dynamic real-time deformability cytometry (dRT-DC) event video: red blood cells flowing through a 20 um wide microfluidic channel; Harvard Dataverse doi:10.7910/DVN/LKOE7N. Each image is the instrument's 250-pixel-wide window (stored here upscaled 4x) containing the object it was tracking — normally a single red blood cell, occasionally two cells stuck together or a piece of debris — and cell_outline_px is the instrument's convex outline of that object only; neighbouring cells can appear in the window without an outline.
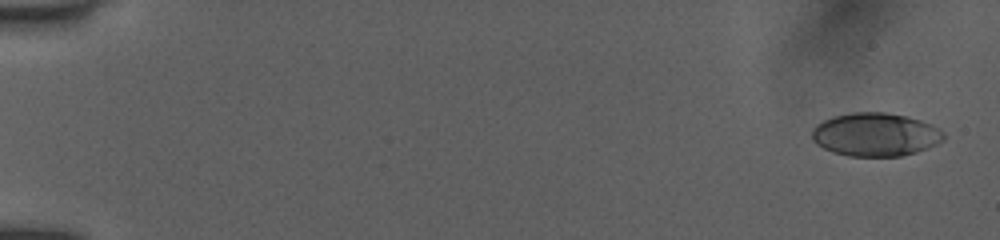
{"species": "human", "species_latin": "Homo sapiens", "temperature_condition": "room temperature", "stored_images_in_passage": 13, "camera_frame_rate_fps": 3000, "um_per_image_px": 0.085, "donor": {"sex": "female"}, "frame": {"image": 1, "passage_image": 1, "time_ms": 0.0, "image_size_px": [1000, 240], "cell_outline_px": [[944, 140], [936, 144], [916, 152], [900, 156], [848, 156], [832, 152], [816, 144], [812, 140], [812, 128], [816, 124], [832, 116], [852, 112], [884, 112], [908, 116], [932, 124], [940, 128], [944, 132]], "centroid_in_image_um": [74.4, 11.43], "position_along_channel_um": 10.6, "area_um2": 33.52}}
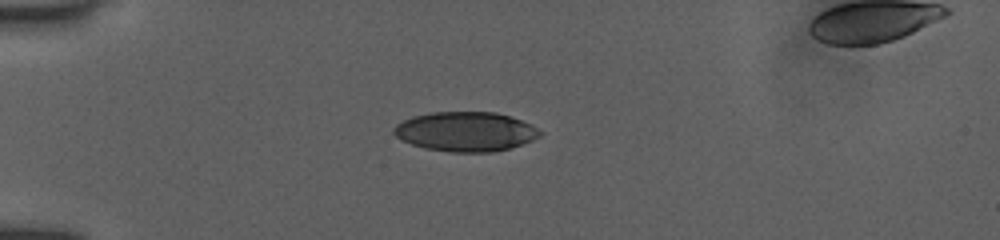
{"frame": {"image": 2, "passage_image": 9, "time_ms": 4.333, "image_size_px": [1000, 240], "cell_outline_px": [[544, 132], [540, 136], [532, 140], [508, 148], [492, 152], [452, 152], [424, 148], [412, 144], [396, 136], [392, 132], [392, 128], [396, 124], [412, 116], [428, 112], [496, 112], [512, 116], [532, 124]], "centroid_in_image_um": [39.59, 11.17], "position_along_channel_um": 45.4, "area_um2": 33.81}}
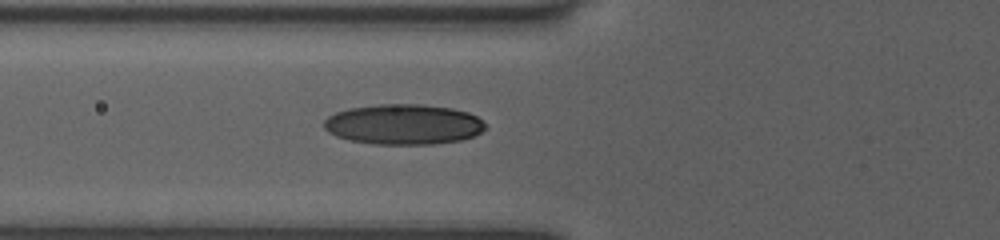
{"frame": {"image": 3, "passage_image": 13, "time_ms": 6.333, "image_size_px": [1000, 240], "cell_outline_px": [[484, 128], [480, 132], [472, 136], [460, 140], [432, 144], [372, 144], [348, 140], [336, 136], [328, 132], [324, 128], [324, 120], [328, 116], [336, 112], [348, 108], [380, 104], [424, 104], [452, 108], [468, 112], [476, 116], [484, 124]], "centroid_in_image_um": [34.25, 10.56], "position_along_channel_um": 91.6, "area_um2": 37.92}}